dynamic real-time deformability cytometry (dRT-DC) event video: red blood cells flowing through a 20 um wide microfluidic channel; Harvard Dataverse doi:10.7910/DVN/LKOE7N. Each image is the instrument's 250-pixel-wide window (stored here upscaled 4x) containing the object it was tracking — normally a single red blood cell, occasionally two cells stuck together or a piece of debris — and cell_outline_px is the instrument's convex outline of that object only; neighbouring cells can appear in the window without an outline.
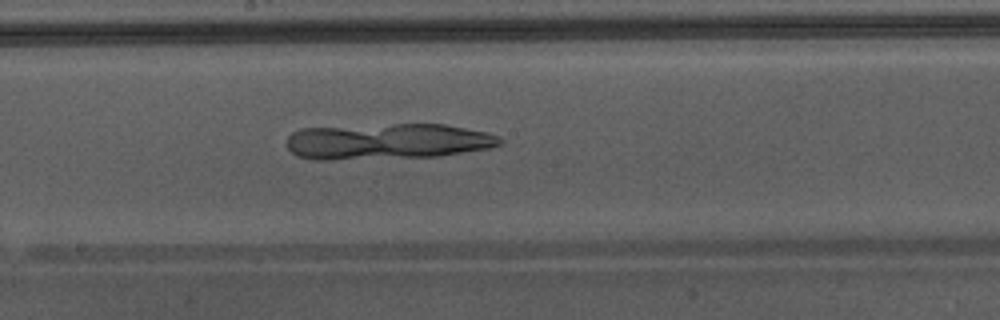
{"species": "Egyptian fruit bat (a non-hibernating species)", "species_latin": "Rousettus aegyptiacus", "temperature_condition": "warm", "stored_images_in_passage": 48, "camera_frame_rate_fps": 3000, "um_per_image_px": 0.085, "animal": {"sex": "male"}, "frame": {"image": 1, "passage_image": 28, "time_ms": 9.0, "image_size_px": [1000, 320], "cell_outline_px": [[504, 144], [488, 148], [436, 156], [332, 160], [312, 160], [296, 156], [288, 148], [288, 136], [292, 132], [300, 128], [396, 124], [444, 124], [484, 132], [500, 136], [504, 140]], "centroid_in_image_um": [32.9, 12.02], "position_along_channel_um": 215.3, "area_um2": 44.62}}